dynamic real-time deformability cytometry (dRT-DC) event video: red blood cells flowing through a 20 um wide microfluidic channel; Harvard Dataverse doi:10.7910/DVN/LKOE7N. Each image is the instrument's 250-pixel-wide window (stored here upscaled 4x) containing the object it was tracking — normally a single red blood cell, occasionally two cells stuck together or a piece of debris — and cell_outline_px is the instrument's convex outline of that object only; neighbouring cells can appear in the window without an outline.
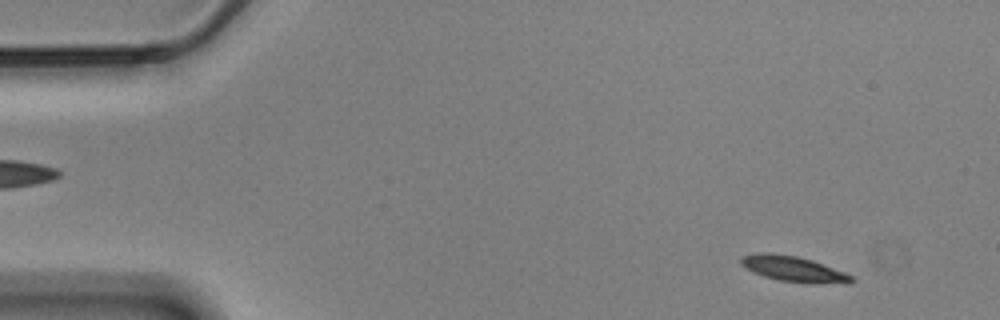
{"species": "Egyptian fruit bat (a non-hibernating species)", "species_latin": "Rousettus aegyptiacus", "temperature_condition": "cold", "stored_images_in_passage": 57, "camera_frame_rate_fps": 3000, "um_per_image_px": 0.085, "animal": {"sex": "male"}, "frame": {"image": 1, "passage_image": 5, "time_ms": 1.333, "image_size_px": [1000, 320], "cell_outline_px": [[856, 280], [848, 284], [780, 280], [764, 276], [752, 272], [740, 264], [740, 260], [744, 256], [760, 252], [768, 252], [796, 256], [812, 260], [844, 272], [852, 276]], "centroid_in_image_um": [67.44, 22.84], "position_along_channel_um": 17.6, "area_um2": 16.01}}
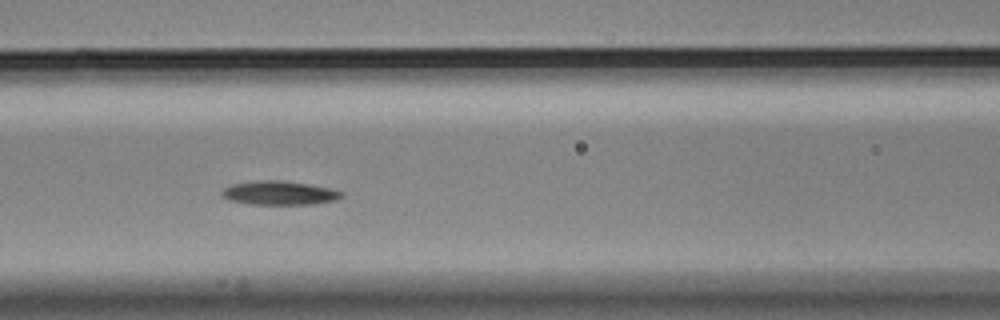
{"frame": {"image": 2, "passage_image": 24, "time_ms": 7.667, "image_size_px": [1000, 320], "cell_outline_px": [[344, 196], [336, 200], [312, 204], [248, 204], [228, 200], [220, 192], [224, 188], [232, 184], [256, 180], [280, 180], [308, 184], [328, 188], [344, 192]], "centroid_in_image_um": [23.73, 16.4], "position_along_channel_um": 142.9, "area_um2": 16.65}}
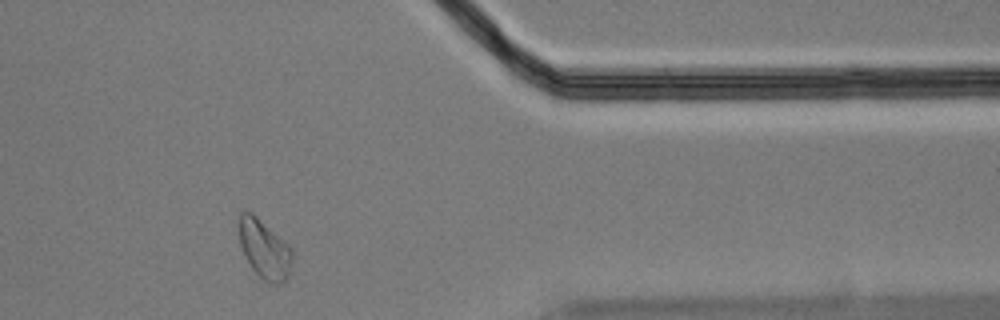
{"frame": {"image": 3, "passage_image": 47, "time_ms": 15.333, "image_size_px": [1000, 320], "cell_outline_px": [[292, 260], [288, 276], [284, 280], [276, 284], [272, 284], [264, 280], [252, 268], [244, 256], [240, 244], [240, 212], [252, 212], [292, 248]], "centroid_in_image_um": [22.48, 21.19], "position_along_channel_um": 388.9, "area_um2": 17.86}, "authors_computed_cell_mechanics": {"area_um2": 16.184, "velocity_mm_per_s": 3.4683, "shape_relaxation_time_tau1_ms": 3.7967, "shape_relaxation_time_tau2_ms": null, "deformation_change_tau1": 0.1551, "deformation_change_tau2": null}}